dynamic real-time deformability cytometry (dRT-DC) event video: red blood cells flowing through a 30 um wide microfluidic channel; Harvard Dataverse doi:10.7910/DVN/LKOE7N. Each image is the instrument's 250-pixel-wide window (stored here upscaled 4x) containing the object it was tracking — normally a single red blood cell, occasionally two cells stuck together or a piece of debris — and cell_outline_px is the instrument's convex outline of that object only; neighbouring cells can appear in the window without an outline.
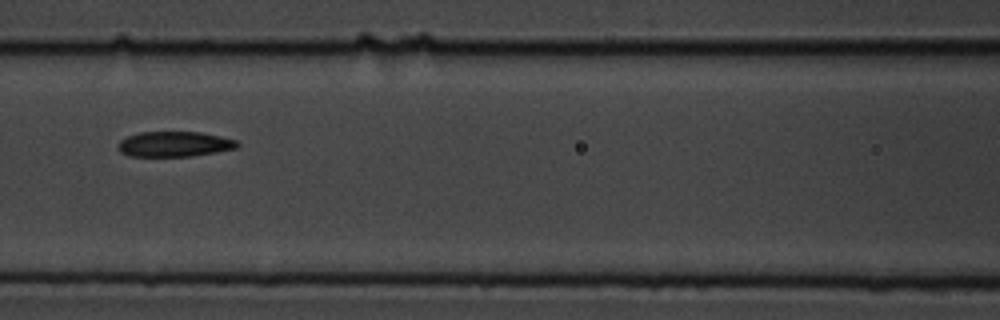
{"species": "common noctule bat (a hibernating species)", "species_latin": "Nyctalus noctula", "temperature_condition": "cold", "stored_images_in_passage": 10, "camera_frame_rate_fps": 3000, "um_per_image_px": 0.085, "animal": {"sex": "male", "body_mass_g": 19.5, "forearm_length_mm": 54.6}, "frame": {"image": 1, "passage_image": 9, "time_ms": 10.0, "image_size_px": [1000, 320], "cell_outline_px": [[240, 144], [236, 148], [216, 152], [192, 156], [128, 156], [120, 152], [120, 140], [128, 136], [140, 132], [200, 132], [220, 136], [236, 140]], "centroid_in_image_um": [14.84, 12.25], "position_along_channel_um": 151.8, "area_um2": 17.4}}
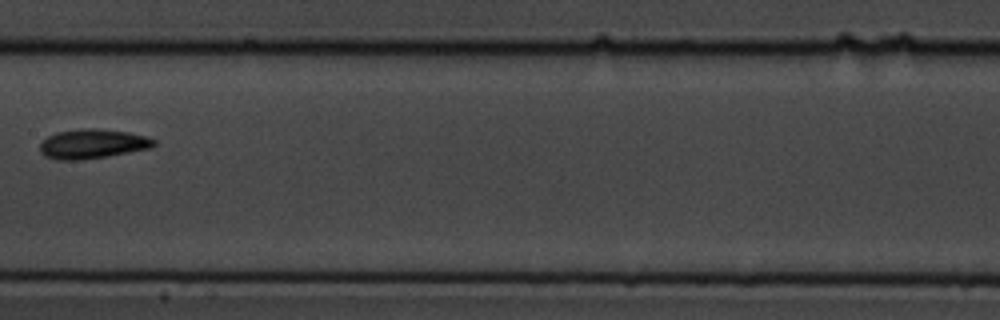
{"frame": {"image": 2, "passage_image": 10, "time_ms": 11.333, "image_size_px": [1000, 320], "cell_outline_px": [[156, 144], [152, 148], [104, 156], [76, 160], [56, 160], [44, 156], [40, 152], [40, 144], [48, 136], [56, 132], [84, 128], [96, 128], [128, 132], [148, 136], [156, 140]], "centroid_in_image_um": [7.87, 12.22], "position_along_channel_um": 199.5, "area_um2": 19.54}}